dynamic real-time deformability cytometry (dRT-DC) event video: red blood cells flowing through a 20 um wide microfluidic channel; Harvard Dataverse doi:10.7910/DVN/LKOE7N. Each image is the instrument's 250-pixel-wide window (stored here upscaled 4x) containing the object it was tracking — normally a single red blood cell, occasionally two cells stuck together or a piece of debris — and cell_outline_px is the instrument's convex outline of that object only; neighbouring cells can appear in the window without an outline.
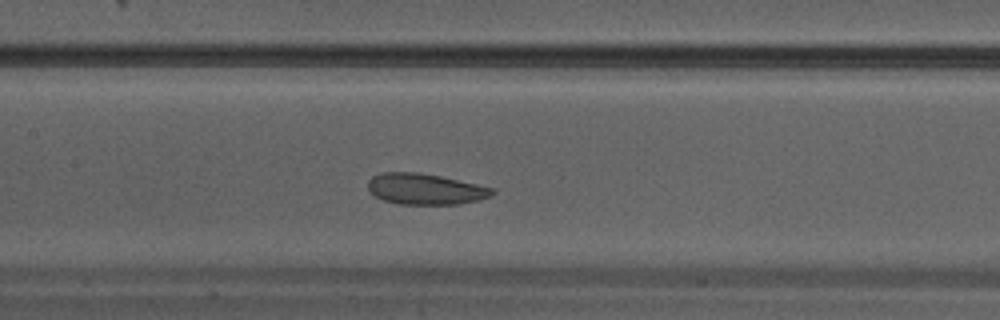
{"species": "Egyptian fruit bat (a non-hibernating species)", "species_latin": "Rousettus aegyptiacus", "temperature_condition": "warm", "stored_images_in_passage": 26, "camera_frame_rate_fps": 3000, "um_per_image_px": 0.085, "animal": {"sex": "male"}, "frame": {"image": 1, "passage_image": 12, "time_ms": 3.667, "image_size_px": [1000, 320], "cell_outline_px": [[496, 192], [492, 196], [476, 200], [456, 204], [400, 204], [384, 200], [376, 196], [368, 188], [368, 180], [372, 176], [380, 172], [416, 172], [440, 176], [476, 184], [492, 188]], "centroid_in_image_um": [36.12, 16.06], "position_along_channel_um": 171.3, "area_um2": 22.2}}
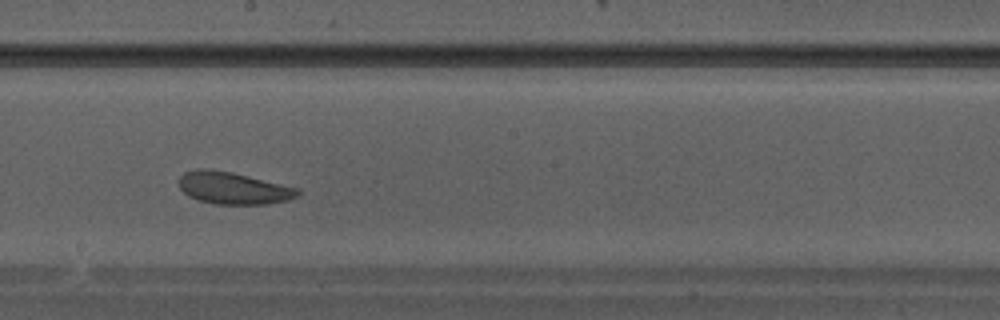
{"frame": {"image": 2, "passage_image": 15, "time_ms": 4.667, "image_size_px": [1000, 320], "cell_outline_px": [[300, 196], [288, 200], [264, 204], [216, 204], [200, 200], [188, 196], [180, 188], [180, 176], [184, 172], [196, 168], [208, 168], [232, 172], [300, 188]], "centroid_in_image_um": [19.85, 15.98], "position_along_channel_um": 228.3, "area_um2": 22.31}}